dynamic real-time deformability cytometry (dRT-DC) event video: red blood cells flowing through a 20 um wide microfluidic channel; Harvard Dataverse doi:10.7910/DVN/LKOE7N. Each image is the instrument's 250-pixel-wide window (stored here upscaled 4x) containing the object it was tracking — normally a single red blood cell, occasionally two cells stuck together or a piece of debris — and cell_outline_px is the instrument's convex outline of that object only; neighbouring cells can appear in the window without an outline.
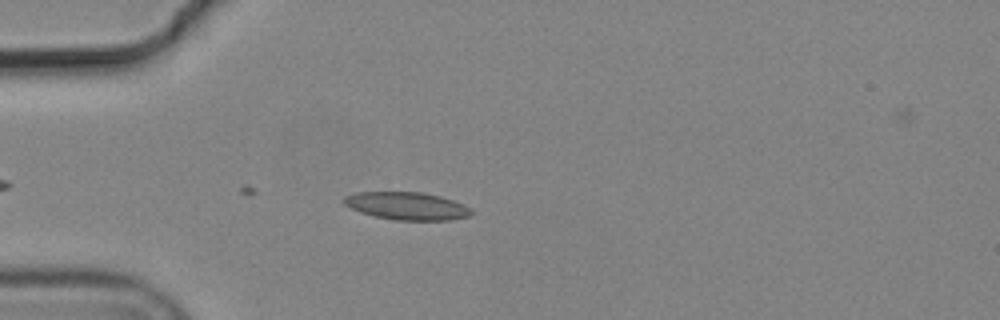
{"species": "common noctule bat (a hibernating species)", "species_latin": "Nyctalus noctula", "temperature_condition": "cold", "stored_images_in_passage": 2, "camera_frame_rate_fps": 3000, "um_per_image_px": 0.085, "animal": {"sex": "male", "body_mass_g": 19.2, "forearm_length_mm": 51.8}, "frame": {"image": 1, "passage_image": 1, "time_ms": 0.0, "image_size_px": [1000, 320], "cell_outline_px": [[472, 212], [468, 216], [448, 220], [396, 220], [376, 216], [360, 212], [344, 204], [344, 196], [356, 192], [420, 192], [440, 196], [464, 204]], "centroid_in_image_um": [34.56, 17.5], "position_along_channel_um": 50.4, "area_um2": 20.29}}